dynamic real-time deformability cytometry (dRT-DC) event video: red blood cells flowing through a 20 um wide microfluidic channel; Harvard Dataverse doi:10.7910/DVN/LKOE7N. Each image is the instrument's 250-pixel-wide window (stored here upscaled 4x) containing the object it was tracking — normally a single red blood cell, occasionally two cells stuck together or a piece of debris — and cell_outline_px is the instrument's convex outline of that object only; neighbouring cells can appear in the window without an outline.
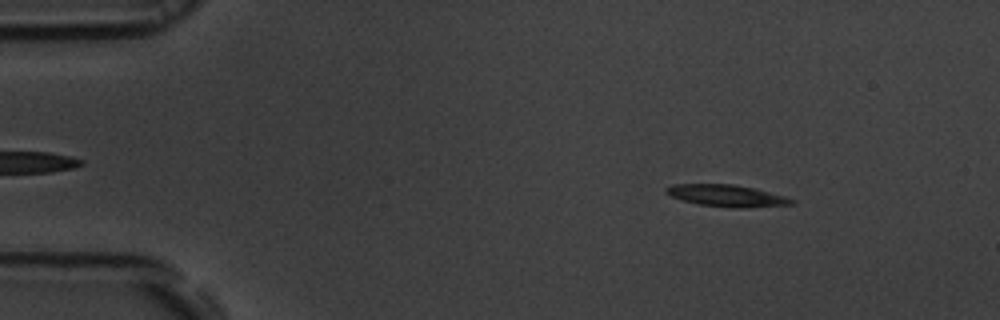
{"species": "common noctule bat (a hibernating species)", "species_latin": "Nyctalus noctula", "temperature_condition": "room temperature", "stored_images_in_passage": 54, "camera_frame_rate_fps": 3000, "um_per_image_px": 0.085, "animal": {"sex": "male", "body_mass_g": 19.5, "forearm_length_mm": 54.6}, "frame": {"image": 1, "passage_image": 7, "time_ms": 2.0, "image_size_px": [1000, 320], "cell_outline_px": [[796, 204], [744, 208], [736, 208], [700, 204], [684, 200], [672, 196], [664, 192], [664, 188], [672, 184], [732, 184], [752, 188], [784, 196], [796, 200]], "centroid_in_image_um": [61.78, 16.63], "position_along_channel_um": 23.2, "area_um2": 15.78}}
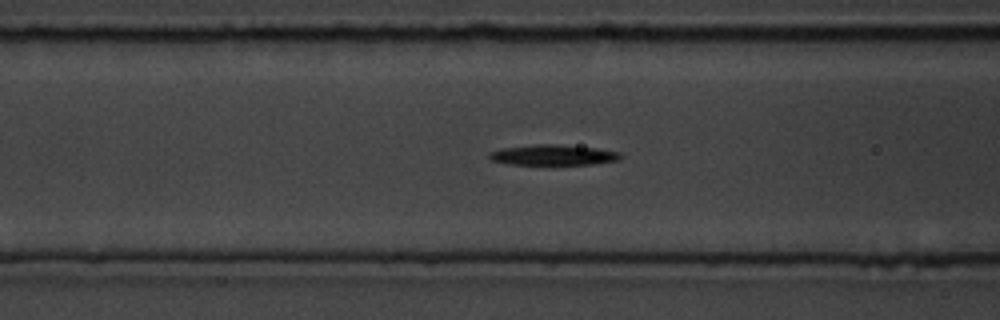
{"frame": {"image": 2, "passage_image": 21, "time_ms": 6.667, "image_size_px": [1000, 320], "cell_outline_px": [[624, 156], [620, 160], [592, 164], [508, 164], [492, 160], [488, 156], [492, 152], [500, 148], [536, 144], [552, 144], [596, 148], [620, 152]], "centroid_in_image_um": [47.06, 13.17], "position_along_channel_um": 119.5, "area_um2": 15.55}}
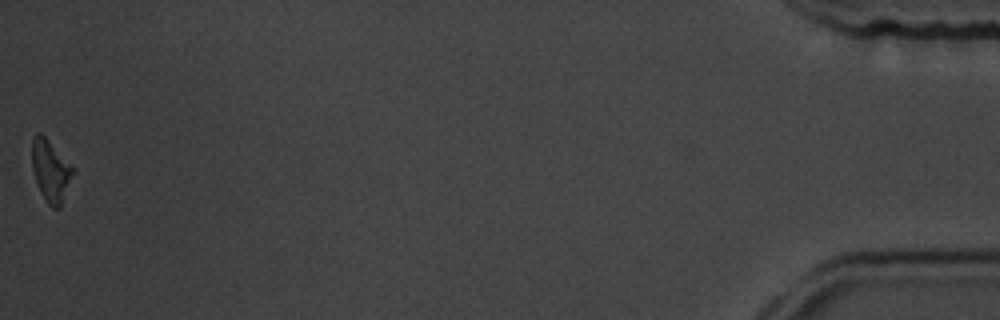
{"frame": {"image": 3, "passage_image": 54, "time_ms": 17.667, "image_size_px": [1000, 320], "cell_outline_px": [[72, 172], [60, 208], [52, 208], [48, 204], [36, 180], [32, 168], [32, 136], [36, 132], [40, 132], [44, 136], [72, 168]], "centroid_in_image_um": [4.24, 14.49], "position_along_channel_um": 431.0, "area_um2": 13.81}, "authors_computed_cell_mechanics": {"area_um2": 15.5482, "velocity_mm_per_s": 3.723, "shape_relaxation_time_tau1_ms": 1.4337, "shape_relaxation_time_tau2_ms": null, "deformation_change_tau1": 0.1493, "deformation_change_tau2": null}}